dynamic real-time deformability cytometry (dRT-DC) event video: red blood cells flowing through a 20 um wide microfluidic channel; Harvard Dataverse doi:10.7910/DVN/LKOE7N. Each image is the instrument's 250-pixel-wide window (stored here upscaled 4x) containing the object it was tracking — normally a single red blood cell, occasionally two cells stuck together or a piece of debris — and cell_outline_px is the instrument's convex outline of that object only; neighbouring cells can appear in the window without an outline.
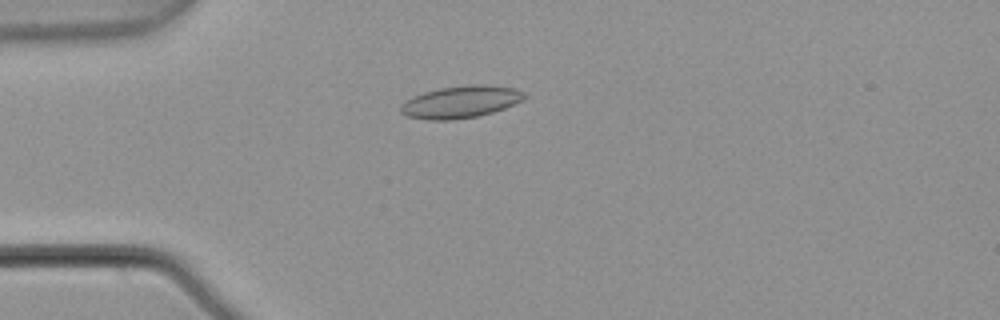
{"species": "common noctule bat (a hibernating species)", "species_latin": "Nyctalus noctula", "temperature_condition": "warm", "stored_images_in_passage": 6, "camera_frame_rate_fps": 3000, "um_per_image_px": 0.085, "animal": {"sex": "male", "body_mass_g": 21.5, "forearm_length_mm": 52.0}, "frame": {"image": 1, "passage_image": 5, "time_ms": 1.333, "image_size_px": [1000, 320], "cell_outline_px": [[528, 96], [524, 100], [504, 108], [480, 116], [452, 120], [428, 120], [408, 116], [400, 112], [400, 108], [412, 96], [424, 92], [440, 88], [468, 84], [488, 84], [516, 88], [524, 92]], "centroid_in_image_um": [39.22, 8.65], "position_along_channel_um": 45.8, "area_um2": 23.35}}
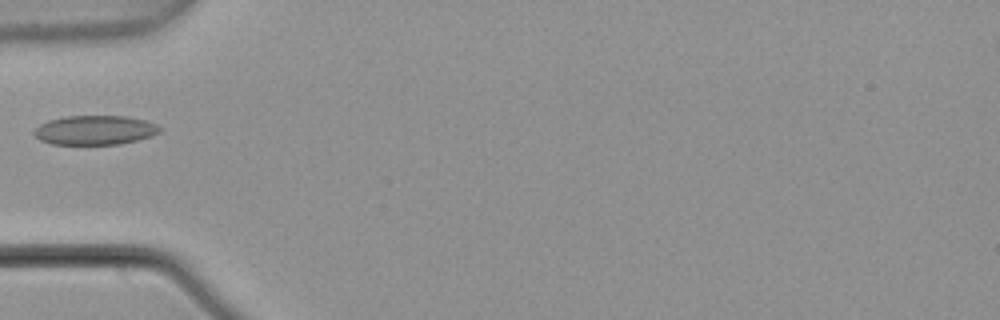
{"frame": {"image": 2, "passage_image": 6, "time_ms": 1.667, "image_size_px": [1000, 320], "cell_outline_px": [[164, 128], [160, 132], [152, 136], [120, 144], [52, 144], [40, 140], [32, 132], [40, 124], [48, 120], [64, 116], [124, 116], [144, 120], [156, 124]], "centroid_in_image_um": [8.08, 11.06], "position_along_channel_um": 76.9, "area_um2": 21.5}}